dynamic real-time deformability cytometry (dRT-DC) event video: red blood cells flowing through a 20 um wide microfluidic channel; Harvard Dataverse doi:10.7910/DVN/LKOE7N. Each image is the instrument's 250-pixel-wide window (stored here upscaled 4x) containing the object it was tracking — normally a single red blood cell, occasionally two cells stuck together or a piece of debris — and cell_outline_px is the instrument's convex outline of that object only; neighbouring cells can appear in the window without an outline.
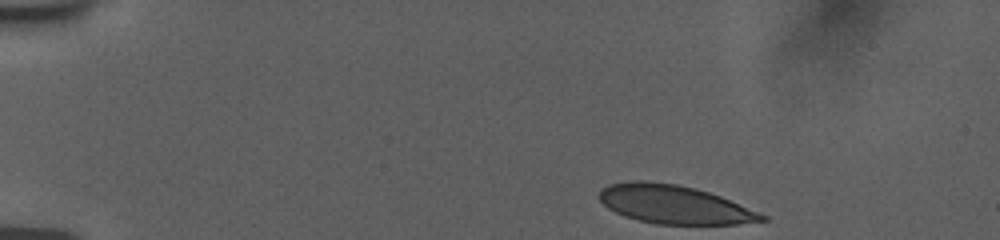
{"species": "human", "species_latin": "Homo sapiens", "temperature_condition": "room temperature", "stored_images_in_passage": 47, "camera_frame_rate_fps": 3000, "um_per_image_px": 0.085, "donor": {"sex": "female"}, "frame": {"image": 1, "passage_image": 1, "time_ms": 0.0, "image_size_px": [1000, 240], "cell_outline_px": [[768, 220], [736, 224], [656, 224], [624, 216], [608, 208], [600, 200], [600, 188], [608, 184], [632, 180], [644, 180], [676, 184], [708, 192], [720, 196], [768, 216]], "centroid_in_image_um": [57.28, 17.37], "position_along_channel_um": 27.7, "area_um2": 36.24}}
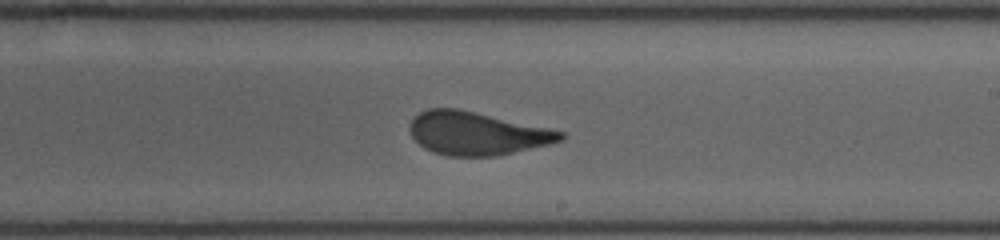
{"frame": {"image": 2, "passage_image": 26, "time_ms": 8.333, "image_size_px": [1000, 240], "cell_outline_px": [[568, 136], [564, 140], [548, 144], [496, 156], [448, 156], [432, 152], [424, 148], [412, 136], [408, 128], [412, 120], [420, 112], [428, 108], [456, 108], [548, 128], [564, 132]], "centroid_in_image_um": [40.52, 11.34], "position_along_channel_um": 248.5, "area_um2": 37.63}}
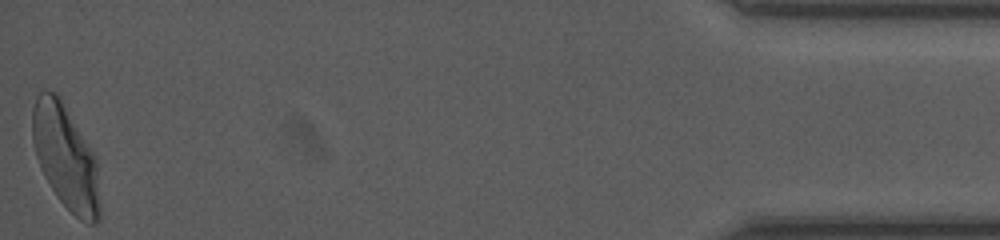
{"frame": {"image": 3, "passage_image": 47, "time_ms": 15.333, "image_size_px": [1000, 240], "cell_outline_px": [[100, 220], [96, 224], [88, 224], [80, 220], [56, 196], [44, 176], [40, 168], [36, 156], [32, 140], [32, 108], [36, 96], [40, 92], [56, 92], [60, 96], [92, 152], [96, 160], [100, 204]], "centroid_in_image_um": [5.56, 13.38], "position_along_channel_um": 429.6, "area_um2": 40.86}, "authors_computed_cell_mechanics": {"area_um2": 38.4948, "velocity_mm_per_s": 3.7612, "shape_relaxation_time_tau1_ms": 6.7355, "shape_relaxation_time_tau2_ms": null, "deformation_change_tau1": 0.2024, "deformation_change_tau2": null}}